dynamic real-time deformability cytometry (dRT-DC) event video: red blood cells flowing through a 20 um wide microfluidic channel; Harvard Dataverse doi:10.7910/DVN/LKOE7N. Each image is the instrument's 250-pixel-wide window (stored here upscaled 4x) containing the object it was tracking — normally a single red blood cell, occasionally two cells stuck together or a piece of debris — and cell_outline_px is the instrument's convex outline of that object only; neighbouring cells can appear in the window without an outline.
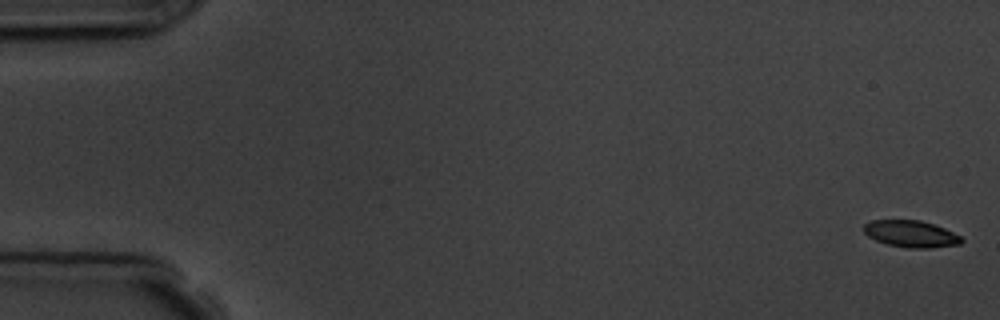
{"species": "common noctule bat (a hibernating species)", "species_latin": "Nyctalus noctula", "temperature_condition": "room temperature", "stored_images_in_passage": 6, "camera_frame_rate_fps": 3000, "um_per_image_px": 0.085, "animal": {"sex": "male", "body_mass_g": 19.5, "forearm_length_mm": 54.6}, "frame": {"image": 1, "passage_image": 1, "time_ms": 0.0, "image_size_px": [1000, 320], "cell_outline_px": [[964, 240], [960, 244], [928, 248], [908, 248], [888, 244], [876, 240], [868, 236], [864, 232], [864, 224], [872, 220], [920, 220], [944, 228], [960, 236]], "centroid_in_image_um": [77.43, 19.88], "position_along_channel_um": 7.6, "area_um2": 15.09}}
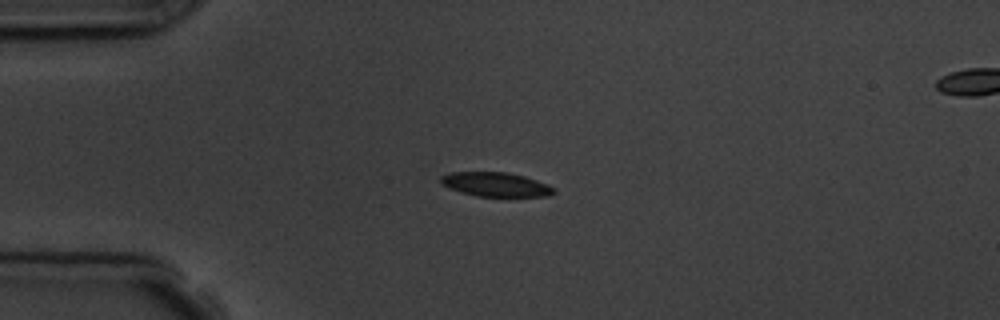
{"frame": {"image": 2, "passage_image": 4, "time_ms": 4.333, "image_size_px": [1000, 320], "cell_outline_px": [[556, 192], [548, 196], [476, 196], [460, 192], [448, 188], [440, 184], [440, 176], [448, 172], [508, 172], [524, 176], [548, 184], [556, 188]], "centroid_in_image_um": [42.11, 15.67], "position_along_channel_um": 42.9, "area_um2": 16.13}}